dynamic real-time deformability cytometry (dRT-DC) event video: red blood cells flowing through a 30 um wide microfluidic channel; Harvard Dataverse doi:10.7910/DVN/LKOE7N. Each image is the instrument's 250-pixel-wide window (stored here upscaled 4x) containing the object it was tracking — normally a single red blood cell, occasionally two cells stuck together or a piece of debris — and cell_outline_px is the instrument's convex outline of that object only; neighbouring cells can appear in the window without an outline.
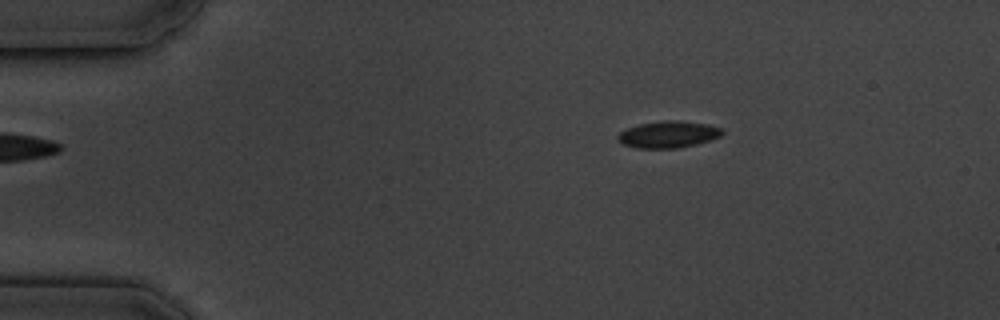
{"species": "common noctule bat (a hibernating species)", "species_latin": "Nyctalus noctula", "temperature_condition": "cold", "stored_images_in_passage": 4, "camera_frame_rate_fps": 3000, "um_per_image_px": 0.085, "animal": {"sex": "male", "body_mass_g": 19.5, "forearm_length_mm": 54.6}, "frame": {"image": 1, "passage_image": 2, "time_ms": 2.0, "image_size_px": [1000, 320], "cell_outline_px": [[724, 132], [720, 136], [696, 144], [676, 148], [636, 148], [624, 144], [616, 140], [616, 136], [620, 132], [628, 128], [640, 124], [664, 120], [680, 120], [708, 124], [720, 128]], "centroid_in_image_um": [56.78, 11.42], "position_along_channel_um": 28.2, "area_um2": 16.18}}